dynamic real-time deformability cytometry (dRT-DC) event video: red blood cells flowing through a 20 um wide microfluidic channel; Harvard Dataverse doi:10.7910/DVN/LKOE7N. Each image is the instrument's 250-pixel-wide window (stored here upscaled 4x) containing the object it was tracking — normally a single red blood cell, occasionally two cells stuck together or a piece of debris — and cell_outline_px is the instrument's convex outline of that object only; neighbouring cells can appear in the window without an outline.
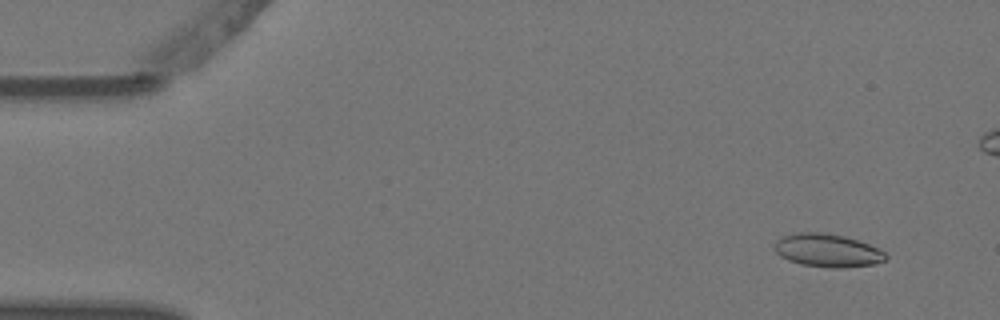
{"species": "Egyptian fruit bat (a non-hibernating species)", "species_latin": "Rousettus aegyptiacus", "temperature_condition": "warm", "stored_images_in_passage": 5, "camera_frame_rate_fps": 3000, "um_per_image_px": 0.085, "animal": {"sex": "female"}, "frame": {"image": 1, "passage_image": 1, "time_ms": 0.0, "image_size_px": [1000, 320], "cell_outline_px": [[888, 260], [876, 264], [840, 268], [832, 268], [800, 264], [788, 260], [780, 256], [772, 248], [776, 240], [780, 236], [796, 232], [820, 232], [844, 236], [880, 248], [888, 256]], "centroid_in_image_um": [70.32, 21.29], "position_along_channel_um": 14.7, "area_um2": 21.79}}